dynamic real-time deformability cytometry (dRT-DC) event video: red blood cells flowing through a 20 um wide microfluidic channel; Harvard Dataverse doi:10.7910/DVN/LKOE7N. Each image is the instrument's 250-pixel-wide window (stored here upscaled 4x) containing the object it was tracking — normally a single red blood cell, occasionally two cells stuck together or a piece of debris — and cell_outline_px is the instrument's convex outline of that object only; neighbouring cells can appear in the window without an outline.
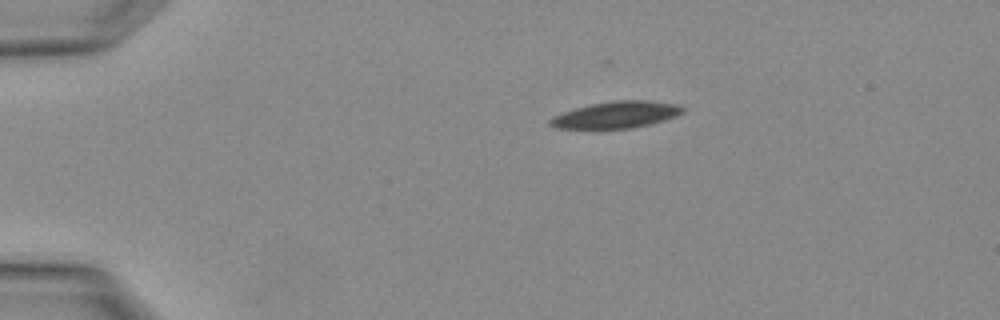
{"species": "Egyptian fruit bat (a non-hibernating species)", "species_latin": "Rousettus aegyptiacus", "temperature_condition": "warm", "stored_images_in_passage": 2, "camera_frame_rate_fps": 3000, "um_per_image_px": 0.085, "animal": {"sex": "female"}, "frame": {"image": 1, "passage_image": 2, "time_ms": 0.333, "image_size_px": [1000, 320], "cell_outline_px": [[688, 108], [684, 112], [676, 116], [664, 120], [648, 124], [628, 128], [552, 128], [548, 124], [548, 120], [552, 116], [576, 108], [592, 104], [612, 100], [652, 100], [680, 104]], "centroid_in_image_um": [52.43, 9.73], "position_along_channel_um": 32.6, "area_um2": 20.75}}